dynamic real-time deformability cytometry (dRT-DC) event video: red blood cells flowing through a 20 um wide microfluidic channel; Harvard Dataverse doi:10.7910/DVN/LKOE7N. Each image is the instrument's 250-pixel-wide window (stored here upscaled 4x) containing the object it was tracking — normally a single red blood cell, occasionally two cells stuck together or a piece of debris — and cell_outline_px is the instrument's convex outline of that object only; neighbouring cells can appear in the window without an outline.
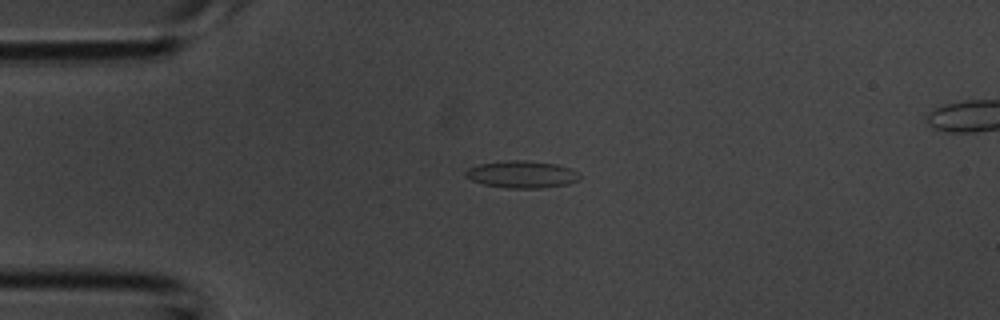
{"species": "common noctule bat (a hibernating species)", "species_latin": "Nyctalus noctula", "temperature_condition": "room temperature", "stored_images_in_passage": 4, "camera_frame_rate_fps": 3000, "um_per_image_px": 0.085, "animal": {"sex": "male", "body_mass_g": 20.1, "forearm_length_mm": 53.5}, "frame": {"image": 1, "passage_image": 3, "time_ms": 0.667, "image_size_px": [1000, 320], "cell_outline_px": [[580, 180], [568, 184], [540, 188], [508, 188], [484, 184], [472, 180], [464, 176], [464, 172], [468, 168], [480, 164], [504, 160], [528, 160], [556, 164], [572, 168], [580, 172]], "centroid_in_image_um": [44.39, 14.81], "position_along_channel_um": 40.6, "area_um2": 18.26}}